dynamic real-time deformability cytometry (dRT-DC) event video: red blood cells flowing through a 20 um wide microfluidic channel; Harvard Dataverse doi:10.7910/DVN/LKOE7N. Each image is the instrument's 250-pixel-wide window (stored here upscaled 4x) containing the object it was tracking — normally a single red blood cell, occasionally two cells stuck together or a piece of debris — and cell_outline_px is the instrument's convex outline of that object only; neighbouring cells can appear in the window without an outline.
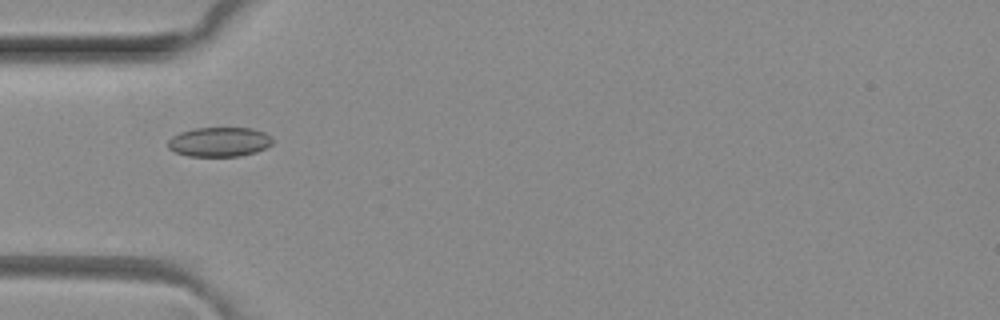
{"species": "common noctule bat (a hibernating species)", "species_latin": "Nyctalus noctula", "temperature_condition": "room temperature", "stored_images_in_passage": 5, "camera_frame_rate_fps": 3000, "um_per_image_px": 0.085, "animal": {"sex": "female", "body_mass_g": 29.2, "forearm_length_mm": 56.3}, "frame": {"image": 1, "passage_image": 5, "time_ms": 1.333, "image_size_px": [1000, 320], "cell_outline_px": [[272, 144], [256, 152], [240, 156], [188, 156], [176, 152], [168, 148], [168, 140], [172, 136], [180, 132], [196, 128], [252, 128], [264, 132], [272, 136]], "centroid_in_image_um": [18.65, 12.06], "position_along_channel_um": 66.4, "area_um2": 17.98}}